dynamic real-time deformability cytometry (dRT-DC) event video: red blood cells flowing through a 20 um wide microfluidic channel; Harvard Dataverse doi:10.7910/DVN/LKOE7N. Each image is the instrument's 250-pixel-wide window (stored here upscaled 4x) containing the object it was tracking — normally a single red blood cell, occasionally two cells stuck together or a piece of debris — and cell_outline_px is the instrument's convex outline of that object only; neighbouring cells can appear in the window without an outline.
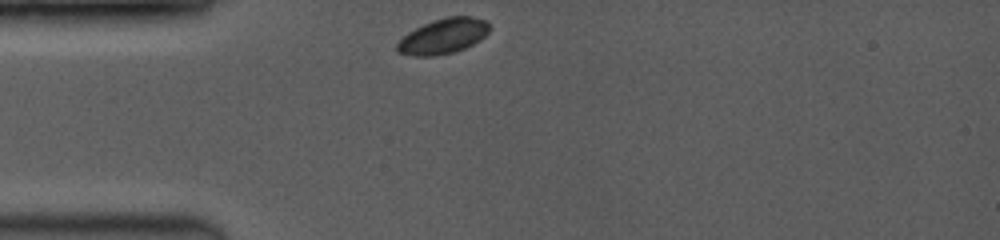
{"species": "common noctule bat (a hibernating species)", "species_latin": "Nyctalus noctula", "temperature_condition": "room temperature", "stored_images_in_passage": 38, "camera_frame_rate_fps": 3500, "um_per_image_px": 0.085, "animal": {"sex": "female", "body_mass_g": 19.0, "forearm_length_mm": 53.3}, "frame": {"image": 1, "passage_image": 1, "time_ms": 0.0, "image_size_px": [1000, 240], "cell_outline_px": [[488, 32], [480, 40], [464, 48], [452, 52], [432, 56], [412, 56], [396, 52], [396, 44], [408, 32], [432, 20], [444, 16], [472, 16], [484, 20], [488, 24]], "centroid_in_image_um": [37.64, 3.07], "position_along_channel_um": 47.4, "area_um2": 18.84}}
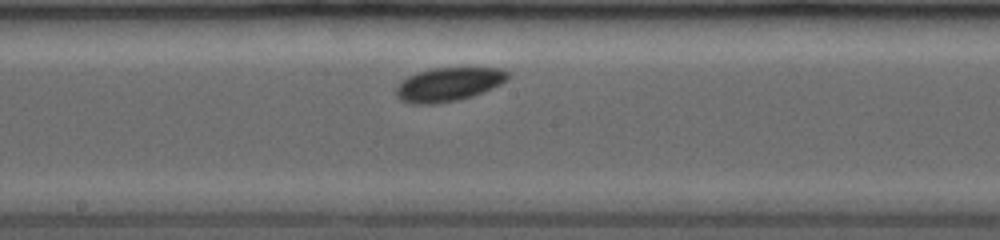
{"frame": {"image": 2, "passage_image": 24, "time_ms": 4.571, "image_size_px": [1000, 240], "cell_outline_px": [[512, 76], [508, 80], [492, 88], [472, 96], [456, 100], [436, 104], [412, 104], [400, 100], [396, 96], [396, 88], [408, 76], [416, 72], [432, 68], [504, 68], [512, 72]], "centroid_in_image_um": [38.18, 7.16], "position_along_channel_um": 210.0, "area_um2": 22.14}}
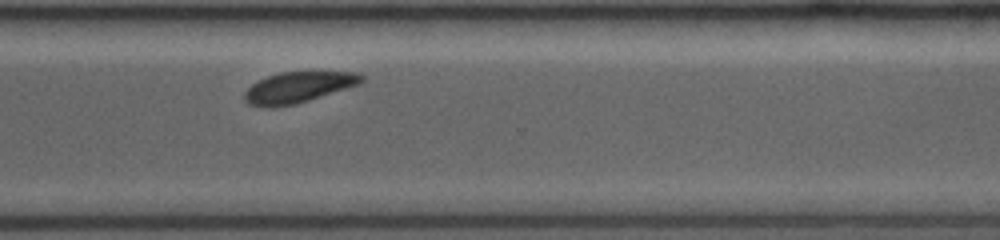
{"frame": {"image": 3, "passage_image": 37, "time_ms": 8.0, "image_size_px": [1000, 240], "cell_outline_px": [[364, 80], [360, 84], [296, 104], [276, 108], [260, 108], [248, 104], [244, 100], [244, 92], [252, 84], [268, 76], [280, 72], [360, 72], [364, 76]], "centroid_in_image_um": [25.33, 7.44], "position_along_channel_um": 345.3, "area_um2": 21.27}}